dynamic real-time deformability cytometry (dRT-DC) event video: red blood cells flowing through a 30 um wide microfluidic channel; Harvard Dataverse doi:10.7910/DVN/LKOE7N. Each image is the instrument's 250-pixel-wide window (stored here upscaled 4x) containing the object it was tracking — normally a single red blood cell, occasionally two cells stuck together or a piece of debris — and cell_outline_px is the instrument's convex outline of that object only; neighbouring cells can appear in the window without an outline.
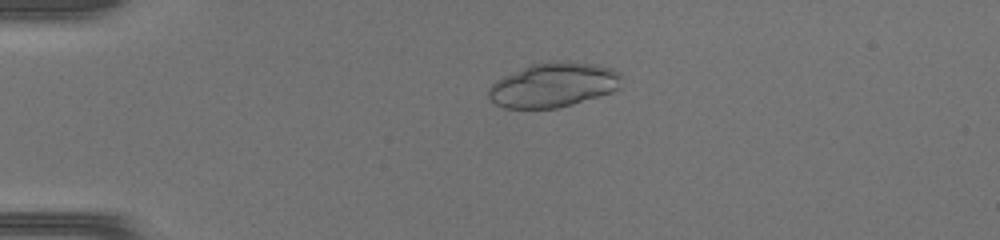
{"species": "common noctule bat (a hibernating species)", "species_latin": "Nyctalus noctula", "temperature_condition": "warm", "stored_images_in_passage": 47, "camera_frame_rate_fps": 3000, "um_per_image_px": 0.085, "animal": {"sex": "female", "body_mass_g": 17.0, "forearm_length_mm": 48.0}, "frame": {"image": 1, "passage_image": 12, "time_ms": 3.667, "image_size_px": [1000, 240], "cell_outline_px": [[620, 88], [612, 92], [572, 104], [556, 108], [504, 108], [496, 104], [488, 96], [488, 88], [496, 80], [504, 76], [532, 64], [552, 60], [568, 60], [596, 64], [612, 68], [620, 72]], "centroid_in_image_um": [47.06, 7.2], "position_along_channel_um": 37.9, "area_um2": 34.62}}
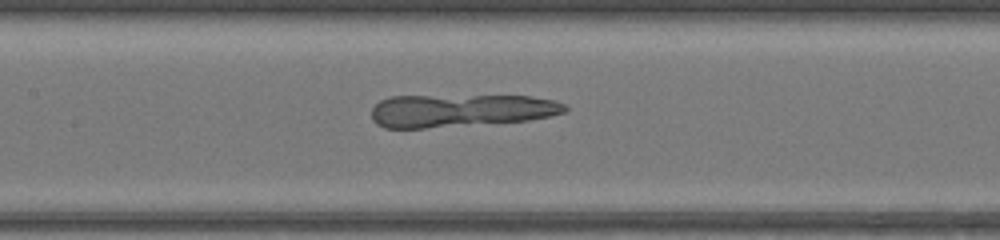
{"frame": {"image": 2, "passage_image": 24, "time_ms": 7.667, "image_size_px": [1000, 240], "cell_outline_px": [[568, 108], [564, 112], [548, 116], [528, 120], [424, 128], [384, 128], [376, 124], [372, 120], [372, 108], [380, 100], [392, 96], [528, 96], [556, 100], [568, 104]], "centroid_in_image_um": [39.14, 9.39], "position_along_channel_um": 168.3, "area_um2": 36.88}}